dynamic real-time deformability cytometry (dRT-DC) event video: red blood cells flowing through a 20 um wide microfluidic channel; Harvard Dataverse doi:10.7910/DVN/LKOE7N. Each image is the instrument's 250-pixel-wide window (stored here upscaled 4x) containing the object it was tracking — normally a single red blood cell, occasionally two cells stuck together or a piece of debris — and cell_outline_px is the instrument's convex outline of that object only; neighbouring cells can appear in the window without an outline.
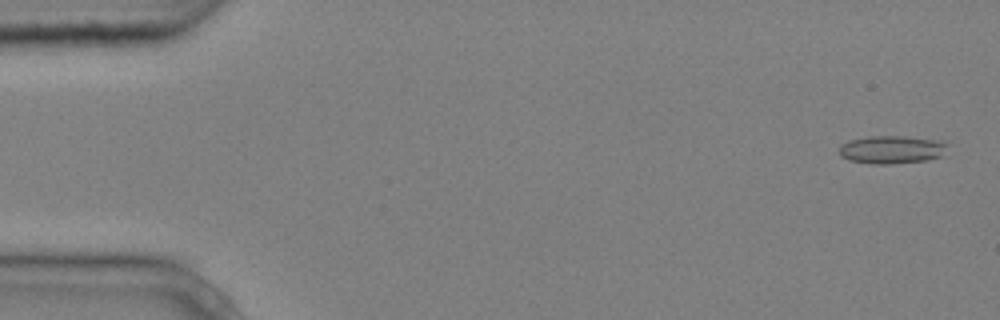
{"species": "common noctule bat (a hibernating species)", "species_latin": "Nyctalus noctula", "temperature_condition": "cold", "stored_images_in_passage": 4, "camera_frame_rate_fps": 3000, "um_per_image_px": 0.085, "animal": {"sex": "male", "body_mass_g": 20.4}, "frame": {"image": 1, "passage_image": 1, "time_ms": 0.0, "image_size_px": [1000, 320], "cell_outline_px": [[948, 144], [940, 156], [928, 160], [892, 164], [872, 164], [848, 160], [840, 156], [840, 144], [848, 140], [868, 136], [904, 136], [944, 140]], "centroid_in_image_um": [75.78, 12.71], "position_along_channel_um": 9.2, "area_um2": 17.92}}
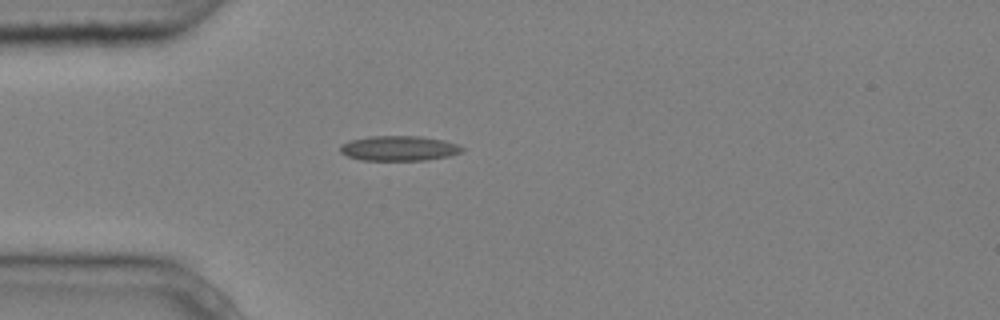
{"frame": {"image": 2, "passage_image": 4, "time_ms": 1.0, "image_size_px": [1000, 320], "cell_outline_px": [[464, 148], [460, 152], [448, 156], [424, 160], [360, 160], [348, 156], [340, 152], [340, 144], [348, 140], [368, 136], [420, 136], [444, 140], [456, 144]], "centroid_in_image_um": [33.85, 12.6], "position_along_channel_um": 51.1, "area_um2": 17.74}}